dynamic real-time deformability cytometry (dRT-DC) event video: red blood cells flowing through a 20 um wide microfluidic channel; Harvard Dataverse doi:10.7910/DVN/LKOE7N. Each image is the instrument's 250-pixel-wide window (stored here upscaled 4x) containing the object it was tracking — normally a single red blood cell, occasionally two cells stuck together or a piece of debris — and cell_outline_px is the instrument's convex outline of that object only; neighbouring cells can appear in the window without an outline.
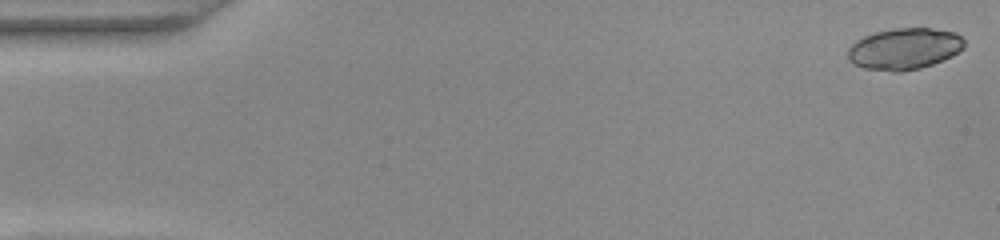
{"species": "common noctule bat (a hibernating species)", "species_latin": "Nyctalus noctula", "temperature_condition": "warm", "stored_images_in_passage": 9, "camera_frame_rate_fps": 3000, "um_per_image_px": 0.085, "animal": {"sex": "female", "body_mass_g": 22.0, "forearm_length_mm": 56.7}, "frame": {"image": 1, "passage_image": 1, "time_ms": 0.0, "image_size_px": [1000, 240], "cell_outline_px": [[964, 48], [952, 56], [944, 60], [920, 68], [900, 72], [892, 72], [864, 68], [852, 64], [848, 60], [848, 48], [856, 40], [872, 32], [892, 28], [928, 28], [956, 32], [964, 40]], "centroid_in_image_um": [76.85, 4.15], "position_along_channel_um": 8.2, "area_um2": 28.44}}